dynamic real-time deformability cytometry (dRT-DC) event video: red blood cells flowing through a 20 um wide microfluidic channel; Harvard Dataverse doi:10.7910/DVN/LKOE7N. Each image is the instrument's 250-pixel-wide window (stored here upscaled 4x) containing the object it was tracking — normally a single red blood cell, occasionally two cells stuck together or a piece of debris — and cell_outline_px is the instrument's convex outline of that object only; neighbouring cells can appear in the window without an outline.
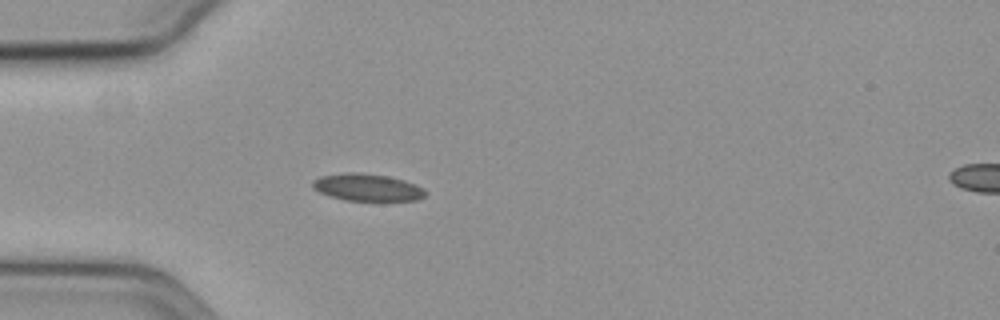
{"species": "common noctule bat (a hibernating species)", "species_latin": "Nyctalus noctula", "temperature_condition": "cold", "stored_images_in_passage": 3, "camera_frame_rate_fps": 3000, "um_per_image_px": 0.085, "animal": {"sex": "female", "body_mass_g": 19.3, "forearm_length_mm": 54.1}, "frame": {"image": 1, "passage_image": 1, "time_ms": 0.0, "image_size_px": [1000, 320], "cell_outline_px": [[428, 192], [424, 196], [416, 200], [344, 200], [320, 192], [312, 188], [312, 180], [320, 176], [344, 172], [356, 172], [388, 176], [404, 180], [416, 184], [424, 188]], "centroid_in_image_um": [31.22, 15.91], "position_along_channel_um": 53.8, "area_um2": 17.86}}